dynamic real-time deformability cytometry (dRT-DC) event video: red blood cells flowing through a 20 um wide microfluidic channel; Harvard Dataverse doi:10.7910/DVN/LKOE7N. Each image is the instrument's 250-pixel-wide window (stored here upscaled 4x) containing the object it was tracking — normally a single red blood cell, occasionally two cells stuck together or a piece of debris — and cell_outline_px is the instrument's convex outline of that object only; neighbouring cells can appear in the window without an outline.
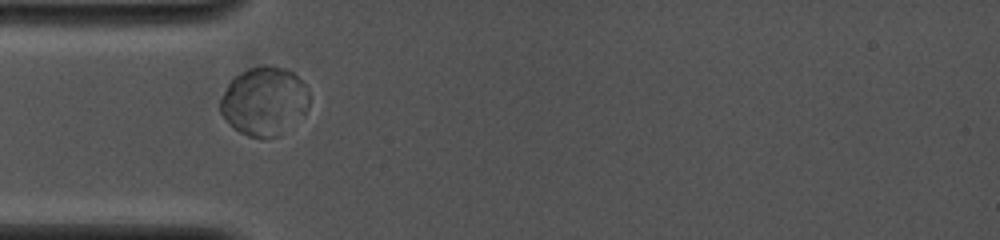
{"species": "common noctule bat (a hibernating species)", "species_latin": "Nyctalus noctula", "temperature_condition": "cold", "stored_images_in_passage": 40, "camera_frame_rate_fps": 4000, "um_per_image_px": 0.085, "animal": {"sex": "female", "body_mass_g": 19.0, "forearm_length_mm": 53.3}, "frame": {"image": 1, "passage_image": 6, "time_ms": 2.25, "image_size_px": [1000, 240], "cell_outline_px": [[308, 108], [304, 112], [264, 136], [248, 136], [240, 132], [220, 112], [220, 100], [228, 84], [236, 76], [248, 68], [284, 68], [292, 72], [304, 84], [308, 92]], "centroid_in_image_um": [22.39, 8.52], "position_along_channel_um": 62.6, "area_um2": 32.89}}